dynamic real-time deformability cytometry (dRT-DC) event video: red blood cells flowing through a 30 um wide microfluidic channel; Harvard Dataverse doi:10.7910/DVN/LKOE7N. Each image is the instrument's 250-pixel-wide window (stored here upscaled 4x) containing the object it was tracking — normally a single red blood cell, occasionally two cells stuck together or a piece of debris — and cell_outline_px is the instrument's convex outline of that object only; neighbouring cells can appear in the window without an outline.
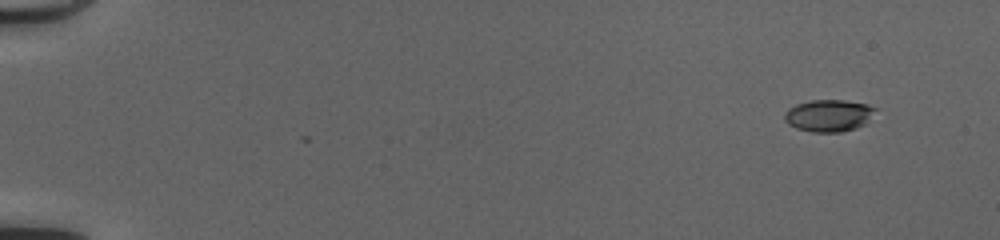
{"species": "common noctule bat (a hibernating species)", "species_latin": "Nyctalus noctula", "temperature_condition": "cold", "stored_images_in_passage": 3, "camera_frame_rate_fps": 3000, "um_per_image_px": 0.085, "animal": {"sex": "female", "body_mass_g": 20.0, "forearm_length_mm": 54.0}, "frame": {"image": 1, "passage_image": 1, "time_ms": 0.0, "image_size_px": [1000, 240], "cell_outline_px": [[876, 108], [864, 124], [856, 128], [840, 132], [812, 132], [796, 128], [788, 124], [784, 120], [784, 112], [788, 108], [796, 104], [812, 100], [844, 100], [868, 104]], "centroid_in_image_um": [70.39, 9.82], "position_along_channel_um": 14.6, "area_um2": 16.88}}